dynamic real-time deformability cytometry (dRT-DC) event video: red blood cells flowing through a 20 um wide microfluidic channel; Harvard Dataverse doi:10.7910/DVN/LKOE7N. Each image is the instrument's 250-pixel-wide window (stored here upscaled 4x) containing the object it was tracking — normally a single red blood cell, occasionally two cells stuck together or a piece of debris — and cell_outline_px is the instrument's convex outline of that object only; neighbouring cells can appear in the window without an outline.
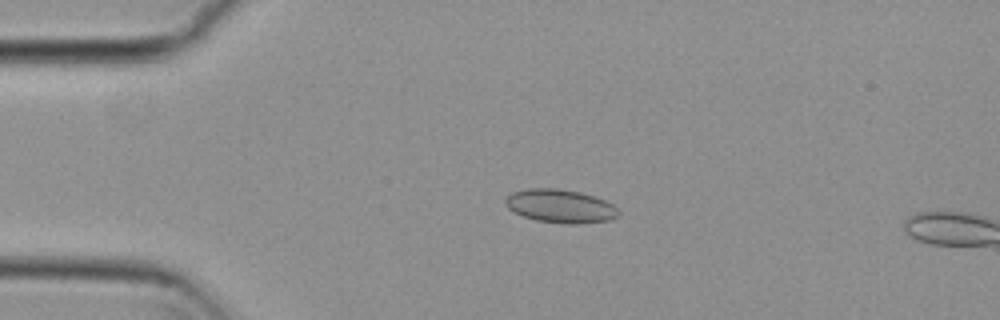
{"species": "common noctule bat (a hibernating species)", "species_latin": "Nyctalus noctula", "temperature_condition": "cold", "stored_images_in_passage": 15, "camera_frame_rate_fps": 3000, "um_per_image_px": 0.085, "animal": {"sex": "female", "body_mass_g": 29.2, "forearm_length_mm": 56.3}, "frame": {"image": 1, "passage_image": 13, "time_ms": 4.0, "image_size_px": [1000, 320], "cell_outline_px": [[620, 216], [608, 220], [576, 224], [568, 224], [536, 220], [524, 216], [508, 208], [504, 204], [504, 200], [512, 192], [528, 188], [556, 188], [580, 192], [604, 200], [612, 204], [620, 212]], "centroid_in_image_um": [47.62, 17.51], "position_along_channel_um": 37.4, "area_um2": 21.91}}